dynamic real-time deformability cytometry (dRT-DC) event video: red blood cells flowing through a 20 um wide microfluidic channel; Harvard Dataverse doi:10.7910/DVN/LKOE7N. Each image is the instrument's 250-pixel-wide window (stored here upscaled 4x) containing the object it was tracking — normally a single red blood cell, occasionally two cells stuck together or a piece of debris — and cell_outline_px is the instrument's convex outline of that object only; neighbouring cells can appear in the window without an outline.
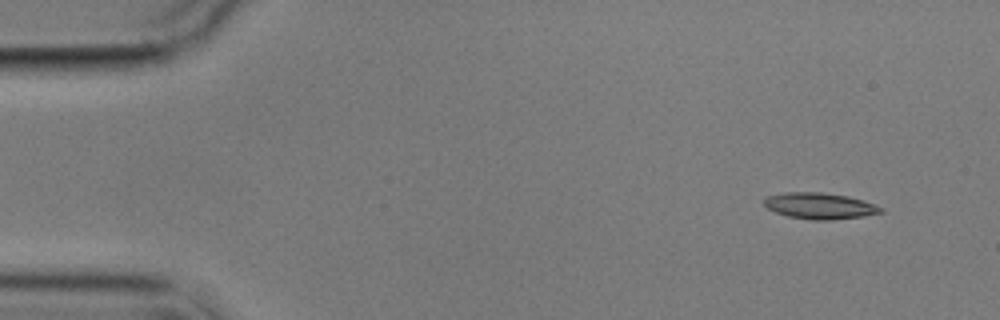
{"species": "common noctule bat (a hibernating species)", "species_latin": "Nyctalus noctula", "temperature_condition": "cold", "stored_images_in_passage": 14, "camera_frame_rate_fps": 3000, "um_per_image_px": 0.085, "animal": {"sex": "male", "body_mass_g": 17.9}, "frame": {"image": 1, "passage_image": 1, "time_ms": 0.0, "image_size_px": [1000, 320], "cell_outline_px": [[884, 212], [864, 216], [832, 220], [812, 220], [788, 216], [776, 212], [768, 208], [764, 204], [764, 196], [784, 192], [820, 192], [848, 196], [864, 200], [884, 208]], "centroid_in_image_um": [69.69, 17.49], "position_along_channel_um": 15.3, "area_um2": 17.98}}
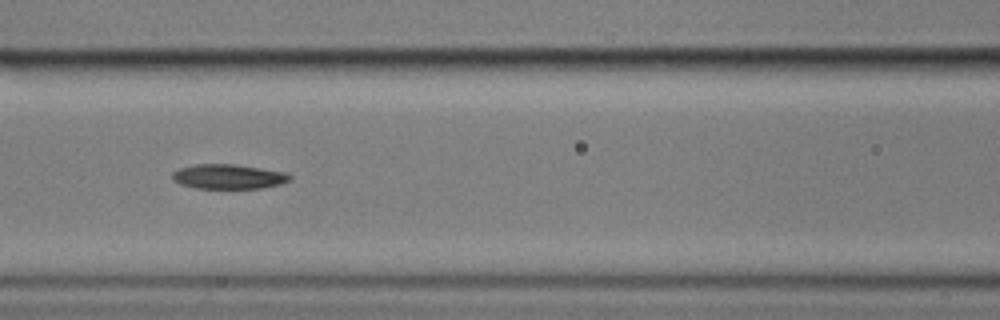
{"frame": {"image": 2, "passage_image": 6, "time_ms": 6.667, "image_size_px": [1000, 320], "cell_outline_px": [[292, 180], [280, 184], [260, 188], [196, 188], [180, 184], [172, 180], [172, 172], [180, 168], [196, 164], [236, 164], [288, 172], [292, 176]], "centroid_in_image_um": [19.45, 15.0], "position_along_channel_um": 147.2, "area_um2": 17.05}}
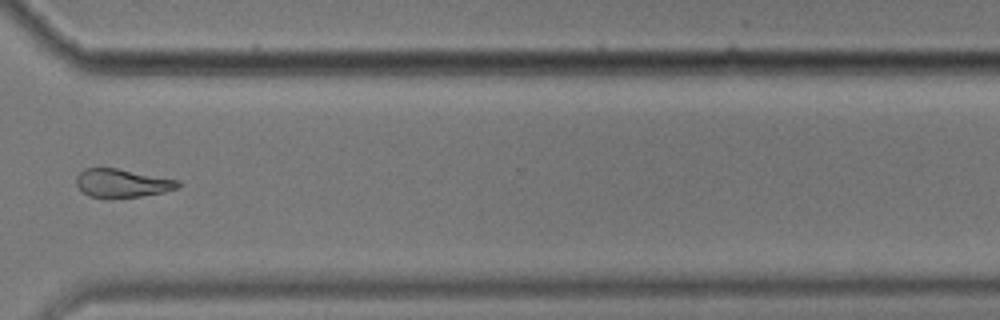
{"frame": {"image": 3, "passage_image": 11, "time_ms": 12.667, "image_size_px": [1000, 320], "cell_outline_px": [[184, 184], [180, 188], [164, 192], [140, 196], [88, 196], [76, 184], [76, 176], [84, 168], [116, 168], [180, 180]], "centroid_in_image_um": [10.45, 15.54], "position_along_channel_um": 360.1, "area_um2": 16.59}, "authors_computed_cell_mechanics": {"area_um2": 17.629, "velocity_mm_per_s": 3.5618, "shape_relaxation_time_tau1_ms": 2.7357, "shape_relaxation_time_tau2_ms": null, "deformation_change_tau1": 0.0896, "deformation_change_tau2": null}}